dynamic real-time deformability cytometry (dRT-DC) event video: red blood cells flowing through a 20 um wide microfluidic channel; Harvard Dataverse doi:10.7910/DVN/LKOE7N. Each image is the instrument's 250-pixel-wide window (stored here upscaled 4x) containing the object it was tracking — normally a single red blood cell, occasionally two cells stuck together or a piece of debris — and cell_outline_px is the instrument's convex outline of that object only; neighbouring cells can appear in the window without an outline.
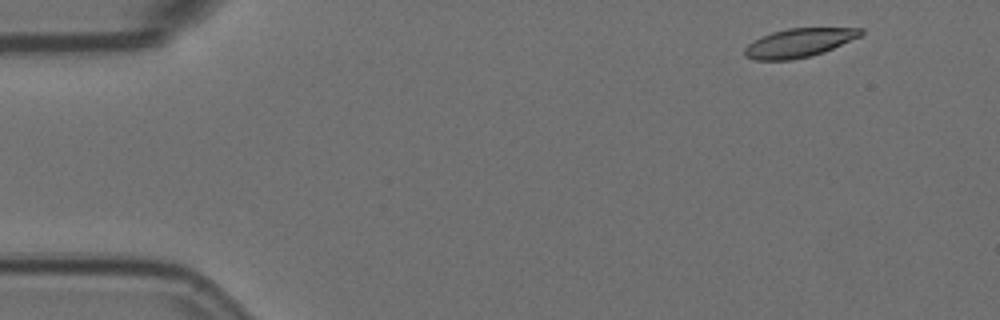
{"species": "Egyptian fruit bat (a non-hibernating species)", "species_latin": "Rousettus aegyptiacus", "temperature_condition": "room temperature", "stored_images_in_passage": 4, "camera_frame_rate_fps": 3000, "um_per_image_px": 0.085, "animal": {"sex": "female"}, "frame": {"image": 1, "passage_image": 1, "time_ms": 0.0, "image_size_px": [1000, 320], "cell_outline_px": [[864, 32], [860, 36], [824, 52], [812, 56], [792, 60], [756, 60], [744, 56], [744, 48], [748, 44], [760, 36], [772, 32], [788, 28], [864, 28]], "centroid_in_image_um": [67.89, 3.64], "position_along_channel_um": 17.1, "area_um2": 19.54}}
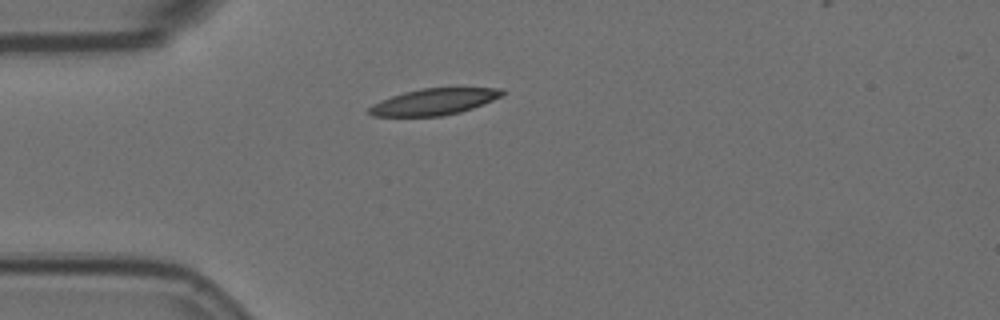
{"frame": {"image": 2, "passage_image": 4, "time_ms": 1.0, "image_size_px": [1000, 320], "cell_outline_px": [[504, 96], [472, 108], [460, 112], [440, 116], [372, 116], [368, 112], [368, 108], [372, 104], [380, 100], [404, 92], [420, 88], [504, 88]], "centroid_in_image_um": [36.89, 8.64], "position_along_channel_um": 48.1, "area_um2": 20.46}}